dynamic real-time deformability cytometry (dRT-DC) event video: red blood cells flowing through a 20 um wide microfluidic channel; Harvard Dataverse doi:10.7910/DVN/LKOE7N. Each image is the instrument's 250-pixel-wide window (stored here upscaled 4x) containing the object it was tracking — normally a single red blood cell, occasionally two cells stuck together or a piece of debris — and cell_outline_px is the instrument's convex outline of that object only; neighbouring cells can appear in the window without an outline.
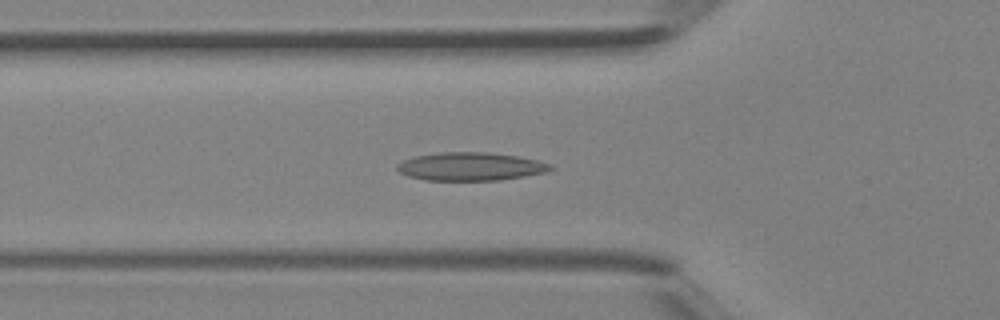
{"species": "Egyptian fruit bat (a non-hibernating species)", "species_latin": "Rousettus aegyptiacus", "temperature_condition": "room temperature", "stored_images_in_passage": 42, "camera_frame_rate_fps": 3000, "um_per_image_px": 0.085, "animal": {"sex": "female"}, "frame": {"image": 1, "passage_image": 15, "time_ms": 4.667, "image_size_px": [1000, 320], "cell_outline_px": [[556, 168], [548, 172], [500, 180], [424, 180], [408, 176], [400, 172], [396, 168], [396, 164], [412, 156], [440, 152], [488, 152], [516, 156], [536, 160], [552, 164]], "centroid_in_image_um": [40.0, 14.15], "position_along_channel_um": 85.8, "area_um2": 25.37}}
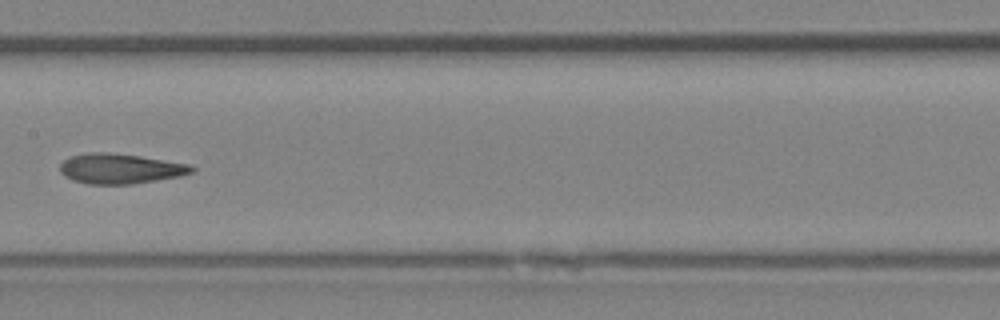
{"frame": {"image": 2, "passage_image": 22, "time_ms": 7.0, "image_size_px": [1000, 320], "cell_outline_px": [[196, 168], [192, 172], [180, 176], [132, 184], [88, 184], [72, 180], [64, 176], [60, 172], [60, 164], [68, 156], [88, 152], [108, 152], [140, 156], [192, 164]], "centroid_in_image_um": [10.21, 14.33], "position_along_channel_um": 197.2, "area_um2": 23.29}}
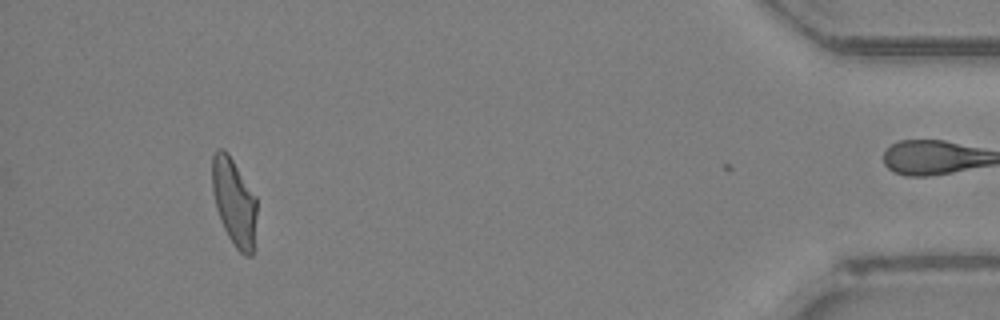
{"frame": {"image": 3, "passage_image": 40, "time_ms": 13.0, "image_size_px": [1000, 320], "cell_outline_px": [[256, 216], [252, 256], [244, 256], [236, 248], [228, 236], [220, 220], [216, 208], [212, 192], [212, 156], [216, 148], [224, 148], [228, 152], [256, 196]], "centroid_in_image_um": [19.88, 17.13], "position_along_channel_um": 415.3, "area_um2": 22.83}}